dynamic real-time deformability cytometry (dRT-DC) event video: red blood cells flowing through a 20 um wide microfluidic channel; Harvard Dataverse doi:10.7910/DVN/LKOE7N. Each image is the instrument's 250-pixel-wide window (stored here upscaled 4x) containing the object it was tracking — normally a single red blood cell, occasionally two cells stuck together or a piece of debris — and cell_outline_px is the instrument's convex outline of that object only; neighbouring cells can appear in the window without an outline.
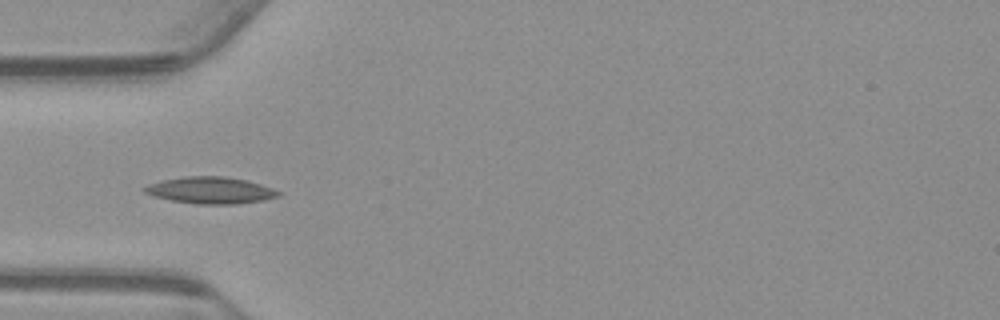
{"species": "common noctule bat (a hibernating species)", "species_latin": "Nyctalus noctula", "temperature_condition": "warm", "stored_images_in_passage": 39, "camera_frame_rate_fps": 3000, "um_per_image_px": 0.085, "animal": {"sex": "male", "body_mass_g": 23.1, "forearm_length_mm": 52.7}, "frame": {"image": 1, "passage_image": 1, "time_ms": 0.0, "image_size_px": [1000, 320], "cell_outline_px": [[280, 196], [264, 200], [236, 204], [196, 204], [172, 200], [156, 196], [144, 192], [140, 188], [148, 184], [160, 180], [184, 176], [224, 176], [248, 180], [272, 188], [280, 192]], "centroid_in_image_um": [17.88, 16.16], "position_along_channel_um": 67.1, "area_um2": 20.92}}
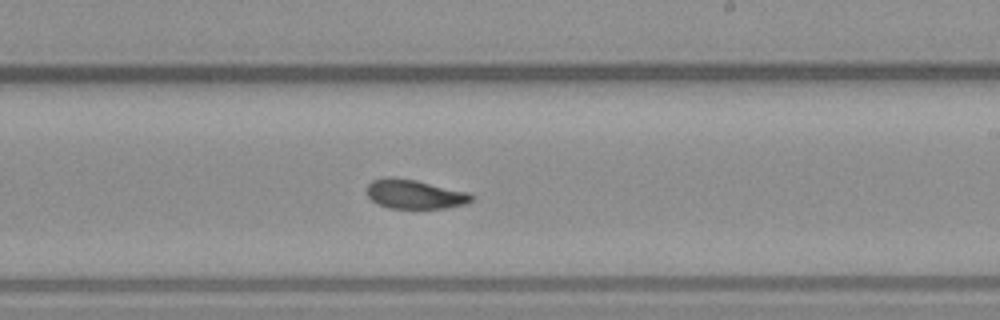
{"frame": {"image": 2, "passage_image": 16, "time_ms": 5.0, "image_size_px": [1000, 320], "cell_outline_px": [[476, 196], [472, 200], [464, 204], [444, 208], [388, 208], [376, 204], [368, 196], [368, 184], [372, 180], [384, 176], [388, 176], [416, 180], [468, 192]], "centroid_in_image_um": [35.23, 16.5], "position_along_channel_um": 253.8, "area_um2": 17.86}}
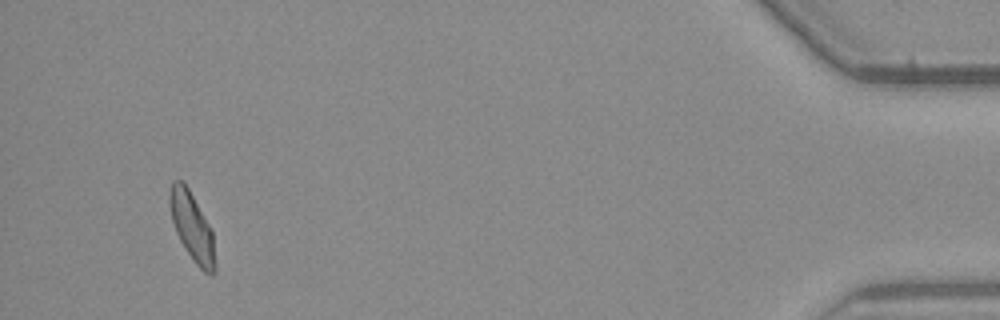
{"frame": {"image": 3, "passage_image": 36, "time_ms": 11.667, "image_size_px": [1000, 320], "cell_outline_px": [[216, 272], [212, 276], [204, 272], [196, 264], [184, 248], [176, 232], [172, 220], [168, 204], [168, 196], [172, 180], [180, 180], [188, 188], [212, 228], [216, 264]], "centroid_in_image_um": [16.33, 19.3], "position_along_channel_um": 418.9, "area_um2": 18.32}, "authors_computed_cell_mechanics": {"area_um2": 18.0914, "velocity_mm_per_s": 3.7173, "shape_relaxation_time_tau1_ms": 10.0472, "shape_relaxation_time_tau2_ms": 2.0588, "deformation_change_tau1": 0.2189, "deformation_change_tau2": 0.0781}}